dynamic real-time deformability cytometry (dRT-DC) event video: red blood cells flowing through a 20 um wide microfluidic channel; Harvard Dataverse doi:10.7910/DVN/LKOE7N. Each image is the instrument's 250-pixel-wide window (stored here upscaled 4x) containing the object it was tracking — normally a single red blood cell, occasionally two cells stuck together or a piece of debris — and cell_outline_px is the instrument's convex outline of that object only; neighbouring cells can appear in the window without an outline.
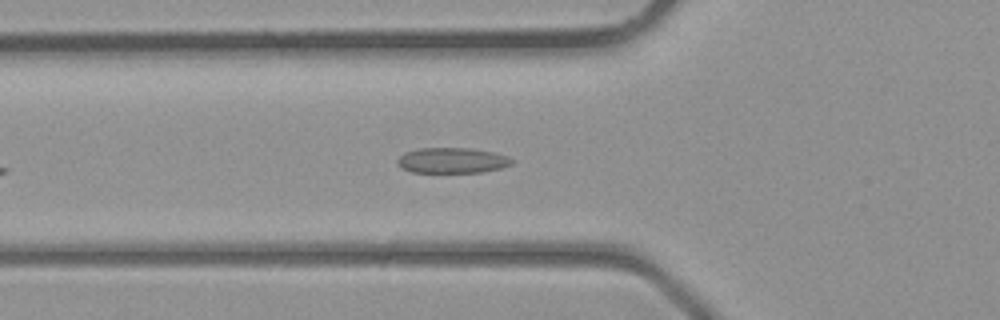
{"species": "common noctule bat (a hibernating species)", "species_latin": "Nyctalus noctula", "temperature_condition": "room temperature", "stored_images_in_passage": 30, "camera_frame_rate_fps": 3000, "um_per_image_px": 0.085, "animal": {"sex": "male", "body_mass_g": 23.1, "forearm_length_mm": 52.7}, "frame": {"image": 1, "passage_image": 7, "time_ms": 2.0, "image_size_px": [1000, 320], "cell_outline_px": [[516, 160], [512, 164], [500, 168], [484, 172], [412, 172], [400, 168], [396, 164], [396, 160], [404, 152], [416, 148], [472, 148], [496, 152], [508, 156]], "centroid_in_image_um": [38.43, 13.63], "position_along_channel_um": 87.4, "area_um2": 17.34}}
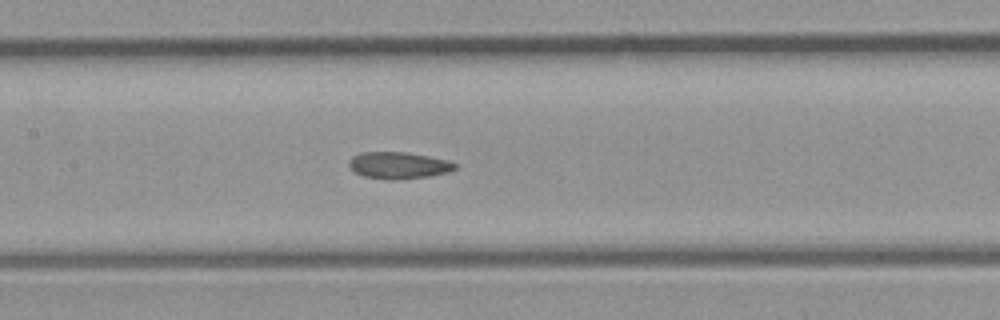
{"frame": {"image": 2, "passage_image": 12, "time_ms": 3.667, "image_size_px": [1000, 320], "cell_outline_px": [[460, 164], [456, 168], [448, 172], [428, 176], [392, 180], [364, 176], [356, 172], [348, 164], [348, 160], [352, 156], [360, 152], [408, 152], [448, 160]], "centroid_in_image_um": [33.9, 14.04], "position_along_channel_um": 173.5, "area_um2": 16.53}}
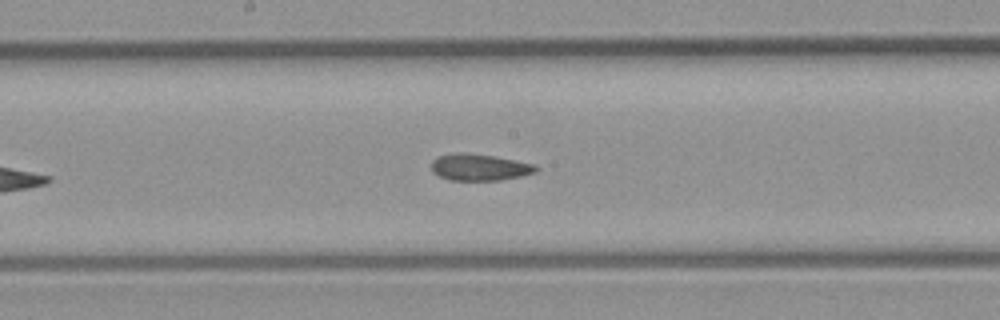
{"frame": {"image": 3, "passage_image": 14, "time_ms": 4.333, "image_size_px": [1000, 320], "cell_outline_px": [[540, 168], [536, 172], [520, 176], [500, 180], [448, 180], [432, 172], [432, 160], [436, 156], [452, 152], [464, 152], [492, 156], [516, 160], [536, 164]], "centroid_in_image_um": [40.74, 14.2], "position_along_channel_um": 207.5, "area_um2": 16.42}}